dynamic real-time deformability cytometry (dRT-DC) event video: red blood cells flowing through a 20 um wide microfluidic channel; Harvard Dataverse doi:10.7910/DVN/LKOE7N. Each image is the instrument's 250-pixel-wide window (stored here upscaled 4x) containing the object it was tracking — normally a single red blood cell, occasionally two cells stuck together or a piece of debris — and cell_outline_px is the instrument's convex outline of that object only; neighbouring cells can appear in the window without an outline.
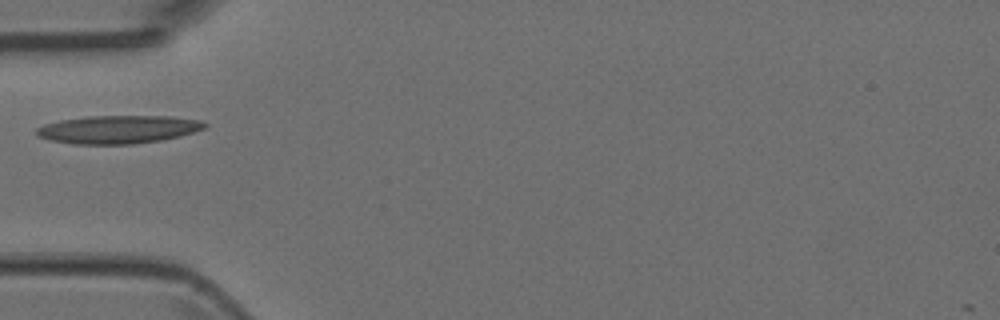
{"species": "Egyptian fruit bat (a non-hibernating species)", "species_latin": "Rousettus aegyptiacus", "temperature_condition": "room temperature", "stored_images_in_passage": 1, "camera_frame_rate_fps": 3000, "um_per_image_px": 0.085, "animal": {"sex": "female"}, "frame": {"image": 1, "passage_image": 1, "time_ms": 0.0, "image_size_px": [1000, 320], "cell_outline_px": [[208, 124], [204, 128], [180, 136], [160, 140], [132, 144], [72, 144], [52, 140], [36, 136], [36, 128], [44, 124], [60, 120], [88, 116], [172, 116], [200, 120]], "centroid_in_image_um": [10.03, 10.99], "position_along_channel_um": 75.0, "area_um2": 27.51}}